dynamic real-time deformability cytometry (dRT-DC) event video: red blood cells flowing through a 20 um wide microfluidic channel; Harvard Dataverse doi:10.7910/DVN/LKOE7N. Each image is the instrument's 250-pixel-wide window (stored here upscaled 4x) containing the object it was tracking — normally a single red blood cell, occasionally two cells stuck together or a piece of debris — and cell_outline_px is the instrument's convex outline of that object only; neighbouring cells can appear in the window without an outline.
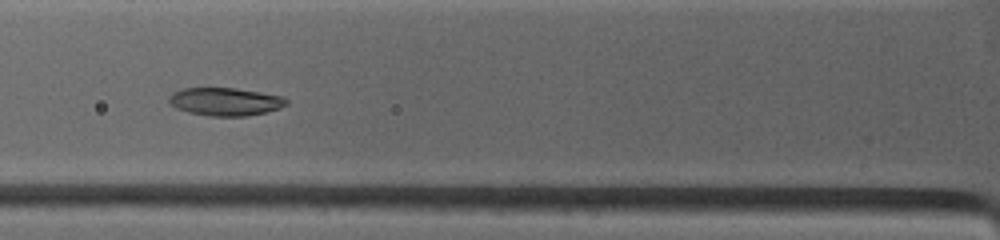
{"species": "common noctule bat (a hibernating species)", "species_latin": "Nyctalus noctula", "temperature_condition": "warm", "stored_images_in_passage": 7, "camera_frame_rate_fps": 4500, "um_per_image_px": 0.085, "animal": {"sex": "female", "body_mass_g": 19.0, "forearm_length_mm": 53.3}, "frame": {"image": 1, "passage_image": 5, "time_ms": 3.556, "image_size_px": [1000, 240], "cell_outline_px": [[288, 104], [280, 108], [268, 112], [248, 116], [208, 116], [188, 112], [176, 108], [168, 100], [168, 96], [172, 92], [184, 88], [236, 88], [284, 96], [288, 100]], "centroid_in_image_um": [19.18, 8.64], "position_along_channel_um": 106.6, "area_um2": 19.36}}
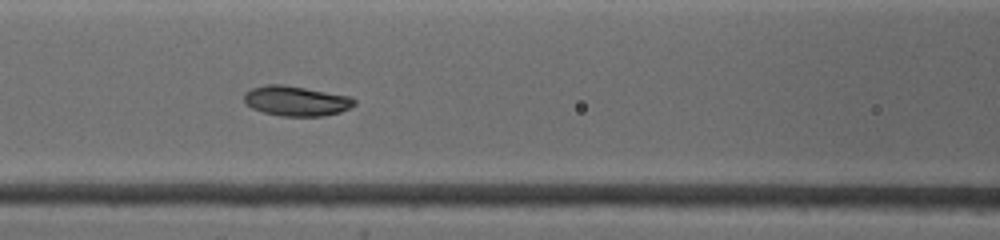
{"frame": {"image": 2, "passage_image": 6, "time_ms": 4.444, "image_size_px": [1000, 240], "cell_outline_px": [[356, 104], [340, 112], [324, 116], [280, 116], [264, 112], [252, 108], [244, 104], [244, 92], [252, 88], [268, 84], [280, 84], [352, 96], [356, 100]], "centroid_in_image_um": [25.17, 8.58], "position_along_channel_um": 141.4, "area_um2": 19.31}}
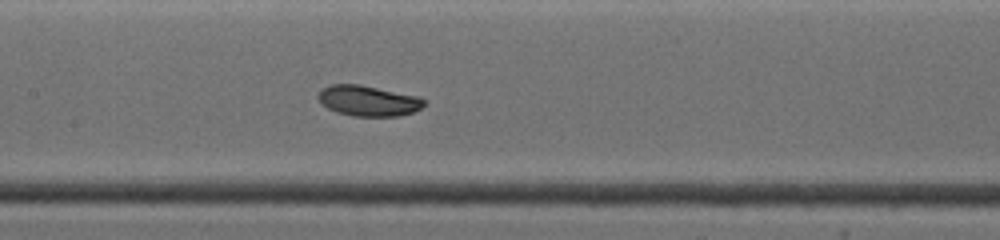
{"frame": {"image": 3, "passage_image": 7, "time_ms": 5.333, "image_size_px": [1000, 240], "cell_outline_px": [[428, 104], [412, 112], [400, 116], [352, 116], [336, 112], [320, 104], [316, 96], [324, 88], [332, 84], [356, 84], [416, 96], [424, 100]], "centroid_in_image_um": [31.27, 8.58], "position_along_channel_um": 176.1, "area_um2": 18.67}}